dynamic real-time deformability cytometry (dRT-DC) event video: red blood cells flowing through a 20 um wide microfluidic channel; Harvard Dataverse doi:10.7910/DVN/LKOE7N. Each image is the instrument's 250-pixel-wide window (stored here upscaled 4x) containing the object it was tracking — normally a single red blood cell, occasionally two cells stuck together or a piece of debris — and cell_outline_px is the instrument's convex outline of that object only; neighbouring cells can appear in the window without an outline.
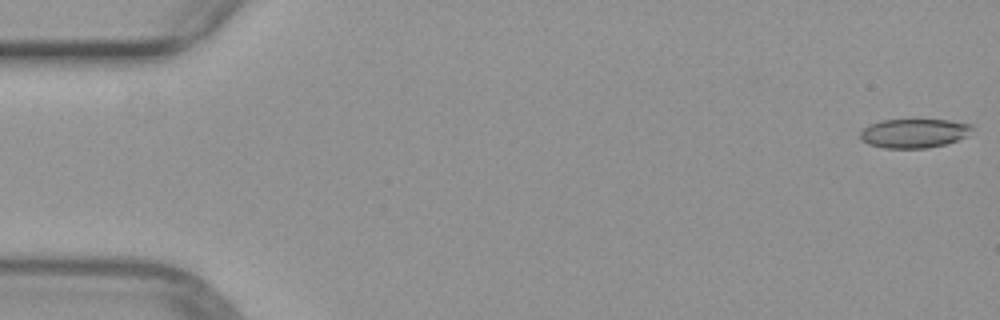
{"species": "common noctule bat (a hibernating species)", "species_latin": "Nyctalus noctula", "temperature_condition": "warm", "stored_images_in_passage": 12, "camera_frame_rate_fps": 3000, "um_per_image_px": 0.085, "animal": {"sex": "female", "body_mass_g": 29.2, "forearm_length_mm": 56.3}, "frame": {"image": 1, "passage_image": 1, "time_ms": 0.0, "image_size_px": [1000, 320], "cell_outline_px": [[972, 128], [968, 136], [944, 144], [928, 148], [884, 148], [868, 144], [860, 140], [860, 132], [868, 124], [880, 120], [912, 116], [948, 120], [972, 124]], "centroid_in_image_um": [77.66, 11.26], "position_along_channel_um": 7.3, "area_um2": 20.0}}